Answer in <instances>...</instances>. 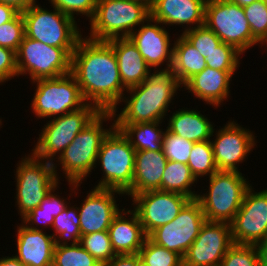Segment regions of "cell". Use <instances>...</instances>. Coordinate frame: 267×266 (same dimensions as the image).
<instances>
[{
	"label": "cell",
	"instance_id": "1",
	"mask_svg": "<svg viewBox=\"0 0 267 266\" xmlns=\"http://www.w3.org/2000/svg\"><path fill=\"white\" fill-rule=\"evenodd\" d=\"M71 73L87 103L101 111L118 112L127 89L122 84L113 47L107 41L82 36L71 55Z\"/></svg>",
	"mask_w": 267,
	"mask_h": 266
},
{
	"label": "cell",
	"instance_id": "2",
	"mask_svg": "<svg viewBox=\"0 0 267 266\" xmlns=\"http://www.w3.org/2000/svg\"><path fill=\"white\" fill-rule=\"evenodd\" d=\"M152 70L141 84L126 90L128 97L124 95L121 100L124 108L119 114L113 113L115 124L164 121L177 90L183 87L171 66Z\"/></svg>",
	"mask_w": 267,
	"mask_h": 266
},
{
	"label": "cell",
	"instance_id": "3",
	"mask_svg": "<svg viewBox=\"0 0 267 266\" xmlns=\"http://www.w3.org/2000/svg\"><path fill=\"white\" fill-rule=\"evenodd\" d=\"M112 125L105 128L104 122L110 121ZM113 120V122H112ZM115 127V119L112 111H101L83 130L74 138L73 142L53 163L55 175L60 179L57 166L62 169L72 193L78 191L80 184L91 175L95 168L96 159L101 144L107 134ZM58 162V164H57ZM60 165V166H59ZM75 189V190H74Z\"/></svg>",
	"mask_w": 267,
	"mask_h": 266
},
{
	"label": "cell",
	"instance_id": "4",
	"mask_svg": "<svg viewBox=\"0 0 267 266\" xmlns=\"http://www.w3.org/2000/svg\"><path fill=\"white\" fill-rule=\"evenodd\" d=\"M150 17V7L134 0H97L90 22L92 40L108 41L129 37Z\"/></svg>",
	"mask_w": 267,
	"mask_h": 266
},
{
	"label": "cell",
	"instance_id": "5",
	"mask_svg": "<svg viewBox=\"0 0 267 266\" xmlns=\"http://www.w3.org/2000/svg\"><path fill=\"white\" fill-rule=\"evenodd\" d=\"M44 9L34 2L22 11L25 36L48 46L63 48L70 56L83 36L75 18L57 8Z\"/></svg>",
	"mask_w": 267,
	"mask_h": 266
},
{
	"label": "cell",
	"instance_id": "6",
	"mask_svg": "<svg viewBox=\"0 0 267 266\" xmlns=\"http://www.w3.org/2000/svg\"><path fill=\"white\" fill-rule=\"evenodd\" d=\"M209 178V189L197 194L207 221L230 224L240 209L246 191L252 185L241 172L217 171Z\"/></svg>",
	"mask_w": 267,
	"mask_h": 266
},
{
	"label": "cell",
	"instance_id": "7",
	"mask_svg": "<svg viewBox=\"0 0 267 266\" xmlns=\"http://www.w3.org/2000/svg\"><path fill=\"white\" fill-rule=\"evenodd\" d=\"M100 112L94 104L86 103L75 111L50 118L51 120L44 124L31 153L40 160L55 163L75 136Z\"/></svg>",
	"mask_w": 267,
	"mask_h": 266
},
{
	"label": "cell",
	"instance_id": "8",
	"mask_svg": "<svg viewBox=\"0 0 267 266\" xmlns=\"http://www.w3.org/2000/svg\"><path fill=\"white\" fill-rule=\"evenodd\" d=\"M136 150L121 130L114 127L104 138L95 167L101 165V180L95 188L115 189L125 193L131 186Z\"/></svg>",
	"mask_w": 267,
	"mask_h": 266
},
{
	"label": "cell",
	"instance_id": "9",
	"mask_svg": "<svg viewBox=\"0 0 267 266\" xmlns=\"http://www.w3.org/2000/svg\"><path fill=\"white\" fill-rule=\"evenodd\" d=\"M30 154L22 157L16 164L15 199L20 219L38 207L51 189L60 183L52 162L40 160Z\"/></svg>",
	"mask_w": 267,
	"mask_h": 266
},
{
	"label": "cell",
	"instance_id": "10",
	"mask_svg": "<svg viewBox=\"0 0 267 266\" xmlns=\"http://www.w3.org/2000/svg\"><path fill=\"white\" fill-rule=\"evenodd\" d=\"M36 84L31 108L36 118H53L83 107L84 100L74 75L68 74L31 81Z\"/></svg>",
	"mask_w": 267,
	"mask_h": 266
},
{
	"label": "cell",
	"instance_id": "11",
	"mask_svg": "<svg viewBox=\"0 0 267 266\" xmlns=\"http://www.w3.org/2000/svg\"><path fill=\"white\" fill-rule=\"evenodd\" d=\"M204 25L242 54L259 42L252 35L243 7L230 0H207Z\"/></svg>",
	"mask_w": 267,
	"mask_h": 266
},
{
	"label": "cell",
	"instance_id": "12",
	"mask_svg": "<svg viewBox=\"0 0 267 266\" xmlns=\"http://www.w3.org/2000/svg\"><path fill=\"white\" fill-rule=\"evenodd\" d=\"M18 77L29 74L30 80L55 78L71 72V56L63 49L23 37L16 52Z\"/></svg>",
	"mask_w": 267,
	"mask_h": 266
},
{
	"label": "cell",
	"instance_id": "13",
	"mask_svg": "<svg viewBox=\"0 0 267 266\" xmlns=\"http://www.w3.org/2000/svg\"><path fill=\"white\" fill-rule=\"evenodd\" d=\"M206 218L200 203L190 200L176 218L155 229L148 237L156 244L176 252L182 258L199 235Z\"/></svg>",
	"mask_w": 267,
	"mask_h": 266
},
{
	"label": "cell",
	"instance_id": "14",
	"mask_svg": "<svg viewBox=\"0 0 267 266\" xmlns=\"http://www.w3.org/2000/svg\"><path fill=\"white\" fill-rule=\"evenodd\" d=\"M250 186L230 223L234 244L256 245L267 239V188L255 192Z\"/></svg>",
	"mask_w": 267,
	"mask_h": 266
},
{
	"label": "cell",
	"instance_id": "15",
	"mask_svg": "<svg viewBox=\"0 0 267 266\" xmlns=\"http://www.w3.org/2000/svg\"><path fill=\"white\" fill-rule=\"evenodd\" d=\"M216 132L215 139H210L214 162L218 171H236L240 172L239 164L246 161L248 154L254 149L256 137L250 129L240 126L233 121H228L223 128Z\"/></svg>",
	"mask_w": 267,
	"mask_h": 266
},
{
	"label": "cell",
	"instance_id": "16",
	"mask_svg": "<svg viewBox=\"0 0 267 266\" xmlns=\"http://www.w3.org/2000/svg\"><path fill=\"white\" fill-rule=\"evenodd\" d=\"M131 200L148 237L155 229L173 221L191 199L179 193L149 190L133 195Z\"/></svg>",
	"mask_w": 267,
	"mask_h": 266
},
{
	"label": "cell",
	"instance_id": "17",
	"mask_svg": "<svg viewBox=\"0 0 267 266\" xmlns=\"http://www.w3.org/2000/svg\"><path fill=\"white\" fill-rule=\"evenodd\" d=\"M230 224L205 221L183 257V266H220L233 245Z\"/></svg>",
	"mask_w": 267,
	"mask_h": 266
},
{
	"label": "cell",
	"instance_id": "18",
	"mask_svg": "<svg viewBox=\"0 0 267 266\" xmlns=\"http://www.w3.org/2000/svg\"><path fill=\"white\" fill-rule=\"evenodd\" d=\"M125 195L115 189L93 188L78 207L81 235L108 231L114 217L120 212L117 196Z\"/></svg>",
	"mask_w": 267,
	"mask_h": 266
},
{
	"label": "cell",
	"instance_id": "19",
	"mask_svg": "<svg viewBox=\"0 0 267 266\" xmlns=\"http://www.w3.org/2000/svg\"><path fill=\"white\" fill-rule=\"evenodd\" d=\"M147 23V24H145ZM160 26H159V25ZM159 21L149 17L146 22L134 30L129 38L137 46L138 51L150 68L169 67L173 62V46L171 36L166 27ZM172 46V47H171Z\"/></svg>",
	"mask_w": 267,
	"mask_h": 266
},
{
	"label": "cell",
	"instance_id": "20",
	"mask_svg": "<svg viewBox=\"0 0 267 266\" xmlns=\"http://www.w3.org/2000/svg\"><path fill=\"white\" fill-rule=\"evenodd\" d=\"M206 1L154 0L150 7V17L165 26L181 25L185 32L204 25Z\"/></svg>",
	"mask_w": 267,
	"mask_h": 266
},
{
	"label": "cell",
	"instance_id": "21",
	"mask_svg": "<svg viewBox=\"0 0 267 266\" xmlns=\"http://www.w3.org/2000/svg\"><path fill=\"white\" fill-rule=\"evenodd\" d=\"M16 255L25 266H52L55 240L42 229H29L23 223L17 225Z\"/></svg>",
	"mask_w": 267,
	"mask_h": 266
},
{
	"label": "cell",
	"instance_id": "22",
	"mask_svg": "<svg viewBox=\"0 0 267 266\" xmlns=\"http://www.w3.org/2000/svg\"><path fill=\"white\" fill-rule=\"evenodd\" d=\"M235 72L215 70L206 67L191 77L182 87L194 97L217 109L230 95V83ZM231 81V82H230Z\"/></svg>",
	"mask_w": 267,
	"mask_h": 266
},
{
	"label": "cell",
	"instance_id": "23",
	"mask_svg": "<svg viewBox=\"0 0 267 266\" xmlns=\"http://www.w3.org/2000/svg\"><path fill=\"white\" fill-rule=\"evenodd\" d=\"M108 232L115 254H138L147 238L137 213L126 208L114 217Z\"/></svg>",
	"mask_w": 267,
	"mask_h": 266
},
{
	"label": "cell",
	"instance_id": "24",
	"mask_svg": "<svg viewBox=\"0 0 267 266\" xmlns=\"http://www.w3.org/2000/svg\"><path fill=\"white\" fill-rule=\"evenodd\" d=\"M168 159L163 151H136L132 186L124 193L133 195L149 191H161V179Z\"/></svg>",
	"mask_w": 267,
	"mask_h": 266
},
{
	"label": "cell",
	"instance_id": "25",
	"mask_svg": "<svg viewBox=\"0 0 267 266\" xmlns=\"http://www.w3.org/2000/svg\"><path fill=\"white\" fill-rule=\"evenodd\" d=\"M115 52L123 86L130 87L141 84L150 70L146 61L129 37L114 38L107 41Z\"/></svg>",
	"mask_w": 267,
	"mask_h": 266
},
{
	"label": "cell",
	"instance_id": "26",
	"mask_svg": "<svg viewBox=\"0 0 267 266\" xmlns=\"http://www.w3.org/2000/svg\"><path fill=\"white\" fill-rule=\"evenodd\" d=\"M182 108L167 118V129L180 137L194 143L210 140L213 137L214 125L210 119L195 109Z\"/></svg>",
	"mask_w": 267,
	"mask_h": 266
},
{
	"label": "cell",
	"instance_id": "27",
	"mask_svg": "<svg viewBox=\"0 0 267 266\" xmlns=\"http://www.w3.org/2000/svg\"><path fill=\"white\" fill-rule=\"evenodd\" d=\"M174 40L172 68L183 86L191 77L207 67L205 58L180 34Z\"/></svg>",
	"mask_w": 267,
	"mask_h": 266
},
{
	"label": "cell",
	"instance_id": "28",
	"mask_svg": "<svg viewBox=\"0 0 267 266\" xmlns=\"http://www.w3.org/2000/svg\"><path fill=\"white\" fill-rule=\"evenodd\" d=\"M163 121L140 122L137 124H115L129 139L136 151H163L162 142L166 129H160ZM161 124V125H159Z\"/></svg>",
	"mask_w": 267,
	"mask_h": 266
},
{
	"label": "cell",
	"instance_id": "29",
	"mask_svg": "<svg viewBox=\"0 0 267 266\" xmlns=\"http://www.w3.org/2000/svg\"><path fill=\"white\" fill-rule=\"evenodd\" d=\"M196 178L187 164L168 160L161 179V191L185 195L191 200L196 199V191H192Z\"/></svg>",
	"mask_w": 267,
	"mask_h": 266
},
{
	"label": "cell",
	"instance_id": "30",
	"mask_svg": "<svg viewBox=\"0 0 267 266\" xmlns=\"http://www.w3.org/2000/svg\"><path fill=\"white\" fill-rule=\"evenodd\" d=\"M80 217L78 207L69 204L54 218L52 229L55 246L73 245L80 242ZM71 241V242H70ZM70 242V243H68Z\"/></svg>",
	"mask_w": 267,
	"mask_h": 266
},
{
	"label": "cell",
	"instance_id": "31",
	"mask_svg": "<svg viewBox=\"0 0 267 266\" xmlns=\"http://www.w3.org/2000/svg\"><path fill=\"white\" fill-rule=\"evenodd\" d=\"M187 165L197 181L218 171L210 140L194 143Z\"/></svg>",
	"mask_w": 267,
	"mask_h": 266
},
{
	"label": "cell",
	"instance_id": "32",
	"mask_svg": "<svg viewBox=\"0 0 267 266\" xmlns=\"http://www.w3.org/2000/svg\"><path fill=\"white\" fill-rule=\"evenodd\" d=\"M138 254L149 266H183V258L179 254L154 243L149 237Z\"/></svg>",
	"mask_w": 267,
	"mask_h": 266
},
{
	"label": "cell",
	"instance_id": "33",
	"mask_svg": "<svg viewBox=\"0 0 267 266\" xmlns=\"http://www.w3.org/2000/svg\"><path fill=\"white\" fill-rule=\"evenodd\" d=\"M52 266H101L80 243L55 246Z\"/></svg>",
	"mask_w": 267,
	"mask_h": 266
},
{
	"label": "cell",
	"instance_id": "34",
	"mask_svg": "<svg viewBox=\"0 0 267 266\" xmlns=\"http://www.w3.org/2000/svg\"><path fill=\"white\" fill-rule=\"evenodd\" d=\"M79 243L101 266L108 263L116 255L108 231L82 235Z\"/></svg>",
	"mask_w": 267,
	"mask_h": 266
},
{
	"label": "cell",
	"instance_id": "35",
	"mask_svg": "<svg viewBox=\"0 0 267 266\" xmlns=\"http://www.w3.org/2000/svg\"><path fill=\"white\" fill-rule=\"evenodd\" d=\"M241 55L243 54L234 46L222 42L205 60L212 69L235 72L240 67Z\"/></svg>",
	"mask_w": 267,
	"mask_h": 266
},
{
	"label": "cell",
	"instance_id": "36",
	"mask_svg": "<svg viewBox=\"0 0 267 266\" xmlns=\"http://www.w3.org/2000/svg\"><path fill=\"white\" fill-rule=\"evenodd\" d=\"M194 142L165 130L162 142V150L168 160L188 163Z\"/></svg>",
	"mask_w": 267,
	"mask_h": 266
},
{
	"label": "cell",
	"instance_id": "37",
	"mask_svg": "<svg viewBox=\"0 0 267 266\" xmlns=\"http://www.w3.org/2000/svg\"><path fill=\"white\" fill-rule=\"evenodd\" d=\"M206 58L222 40L205 25L181 33Z\"/></svg>",
	"mask_w": 267,
	"mask_h": 266
},
{
	"label": "cell",
	"instance_id": "38",
	"mask_svg": "<svg viewBox=\"0 0 267 266\" xmlns=\"http://www.w3.org/2000/svg\"><path fill=\"white\" fill-rule=\"evenodd\" d=\"M220 266H260L258 250L255 245L233 244Z\"/></svg>",
	"mask_w": 267,
	"mask_h": 266
},
{
	"label": "cell",
	"instance_id": "39",
	"mask_svg": "<svg viewBox=\"0 0 267 266\" xmlns=\"http://www.w3.org/2000/svg\"><path fill=\"white\" fill-rule=\"evenodd\" d=\"M252 35L260 41L267 34V2L258 0L243 7Z\"/></svg>",
	"mask_w": 267,
	"mask_h": 266
},
{
	"label": "cell",
	"instance_id": "40",
	"mask_svg": "<svg viewBox=\"0 0 267 266\" xmlns=\"http://www.w3.org/2000/svg\"><path fill=\"white\" fill-rule=\"evenodd\" d=\"M24 36V20L21 12L13 20L0 25L1 47L17 52Z\"/></svg>",
	"mask_w": 267,
	"mask_h": 266
},
{
	"label": "cell",
	"instance_id": "41",
	"mask_svg": "<svg viewBox=\"0 0 267 266\" xmlns=\"http://www.w3.org/2000/svg\"><path fill=\"white\" fill-rule=\"evenodd\" d=\"M49 3L63 12L75 18L82 14L89 18V21L93 18L96 10L97 0H48Z\"/></svg>",
	"mask_w": 267,
	"mask_h": 266
},
{
	"label": "cell",
	"instance_id": "42",
	"mask_svg": "<svg viewBox=\"0 0 267 266\" xmlns=\"http://www.w3.org/2000/svg\"><path fill=\"white\" fill-rule=\"evenodd\" d=\"M57 188H60L59 183L51 189L47 197L40 203V205L29 213H47L55 218L63 210H65L69 203H67V198L64 199V197L62 198L60 195L55 193L56 190L58 191Z\"/></svg>",
	"mask_w": 267,
	"mask_h": 266
},
{
	"label": "cell",
	"instance_id": "43",
	"mask_svg": "<svg viewBox=\"0 0 267 266\" xmlns=\"http://www.w3.org/2000/svg\"><path fill=\"white\" fill-rule=\"evenodd\" d=\"M18 77L16 52L0 46V84Z\"/></svg>",
	"mask_w": 267,
	"mask_h": 266
},
{
	"label": "cell",
	"instance_id": "44",
	"mask_svg": "<svg viewBox=\"0 0 267 266\" xmlns=\"http://www.w3.org/2000/svg\"><path fill=\"white\" fill-rule=\"evenodd\" d=\"M21 221L29 229L40 230V228H42L44 230V228H52L54 217L47 213H28L22 218ZM40 223H42L43 225ZM38 224L42 226H38Z\"/></svg>",
	"mask_w": 267,
	"mask_h": 266
},
{
	"label": "cell",
	"instance_id": "45",
	"mask_svg": "<svg viewBox=\"0 0 267 266\" xmlns=\"http://www.w3.org/2000/svg\"><path fill=\"white\" fill-rule=\"evenodd\" d=\"M103 266H138V254H116Z\"/></svg>",
	"mask_w": 267,
	"mask_h": 266
},
{
	"label": "cell",
	"instance_id": "46",
	"mask_svg": "<svg viewBox=\"0 0 267 266\" xmlns=\"http://www.w3.org/2000/svg\"><path fill=\"white\" fill-rule=\"evenodd\" d=\"M19 13L15 7L0 2V25L13 20Z\"/></svg>",
	"mask_w": 267,
	"mask_h": 266
},
{
	"label": "cell",
	"instance_id": "47",
	"mask_svg": "<svg viewBox=\"0 0 267 266\" xmlns=\"http://www.w3.org/2000/svg\"><path fill=\"white\" fill-rule=\"evenodd\" d=\"M1 3H5L15 7L18 11H25L30 7L36 0H0Z\"/></svg>",
	"mask_w": 267,
	"mask_h": 266
},
{
	"label": "cell",
	"instance_id": "48",
	"mask_svg": "<svg viewBox=\"0 0 267 266\" xmlns=\"http://www.w3.org/2000/svg\"><path fill=\"white\" fill-rule=\"evenodd\" d=\"M255 246L258 250L260 266H267V239Z\"/></svg>",
	"mask_w": 267,
	"mask_h": 266
},
{
	"label": "cell",
	"instance_id": "49",
	"mask_svg": "<svg viewBox=\"0 0 267 266\" xmlns=\"http://www.w3.org/2000/svg\"><path fill=\"white\" fill-rule=\"evenodd\" d=\"M0 266H25L15 256L0 258Z\"/></svg>",
	"mask_w": 267,
	"mask_h": 266
},
{
	"label": "cell",
	"instance_id": "50",
	"mask_svg": "<svg viewBox=\"0 0 267 266\" xmlns=\"http://www.w3.org/2000/svg\"><path fill=\"white\" fill-rule=\"evenodd\" d=\"M232 3H235L241 7H245V6H248L250 4H252L253 2L255 1H258V0H230Z\"/></svg>",
	"mask_w": 267,
	"mask_h": 266
},
{
	"label": "cell",
	"instance_id": "51",
	"mask_svg": "<svg viewBox=\"0 0 267 266\" xmlns=\"http://www.w3.org/2000/svg\"><path fill=\"white\" fill-rule=\"evenodd\" d=\"M134 1L144 3V4L148 5L149 7H151L153 2H154V0H134Z\"/></svg>",
	"mask_w": 267,
	"mask_h": 266
},
{
	"label": "cell",
	"instance_id": "52",
	"mask_svg": "<svg viewBox=\"0 0 267 266\" xmlns=\"http://www.w3.org/2000/svg\"><path fill=\"white\" fill-rule=\"evenodd\" d=\"M261 45V47L264 46L267 47V34L258 42V45Z\"/></svg>",
	"mask_w": 267,
	"mask_h": 266
},
{
	"label": "cell",
	"instance_id": "53",
	"mask_svg": "<svg viewBox=\"0 0 267 266\" xmlns=\"http://www.w3.org/2000/svg\"><path fill=\"white\" fill-rule=\"evenodd\" d=\"M138 266H149V265L145 264V263L140 259L139 254H138Z\"/></svg>",
	"mask_w": 267,
	"mask_h": 266
}]
</instances>
